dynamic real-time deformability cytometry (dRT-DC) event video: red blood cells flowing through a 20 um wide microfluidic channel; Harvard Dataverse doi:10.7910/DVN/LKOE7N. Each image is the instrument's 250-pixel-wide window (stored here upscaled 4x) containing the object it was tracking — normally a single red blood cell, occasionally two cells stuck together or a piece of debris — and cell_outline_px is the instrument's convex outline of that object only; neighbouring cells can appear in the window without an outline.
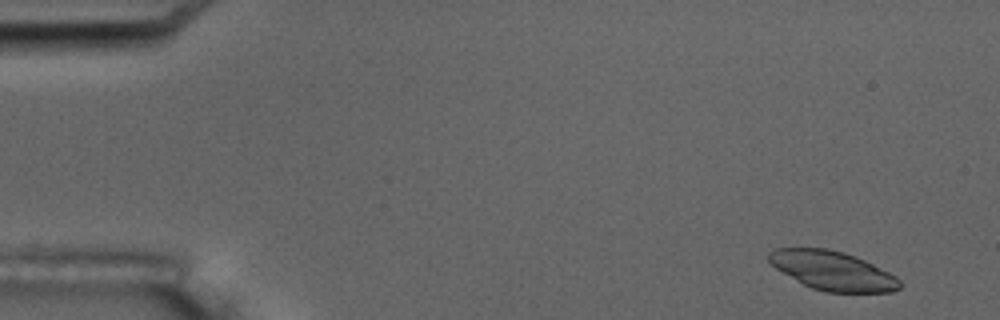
{"species": "common noctule bat (a hibernating species)", "species_latin": "Nyctalus noctula", "temperature_condition": "room temperature", "stored_images_in_passage": 7, "camera_frame_rate_fps": 3000, "um_per_image_px": 0.085, "animal": {"sex": "male", "body_mass_g": 17.5, "forearm_length_mm": 52.3}, "frame": {"image": 1, "passage_image": 1, "time_ms": 0.0, "image_size_px": [1000, 320], "cell_outline_px": [[900, 288], [892, 292], [824, 292], [812, 288], [804, 284], [776, 268], [768, 260], [768, 252], [772, 248], [828, 248], [844, 252], [856, 256], [896, 276], [900, 280]], "centroid_in_image_um": [70.76, 23.0], "position_along_channel_um": 14.2, "area_um2": 29.59}}